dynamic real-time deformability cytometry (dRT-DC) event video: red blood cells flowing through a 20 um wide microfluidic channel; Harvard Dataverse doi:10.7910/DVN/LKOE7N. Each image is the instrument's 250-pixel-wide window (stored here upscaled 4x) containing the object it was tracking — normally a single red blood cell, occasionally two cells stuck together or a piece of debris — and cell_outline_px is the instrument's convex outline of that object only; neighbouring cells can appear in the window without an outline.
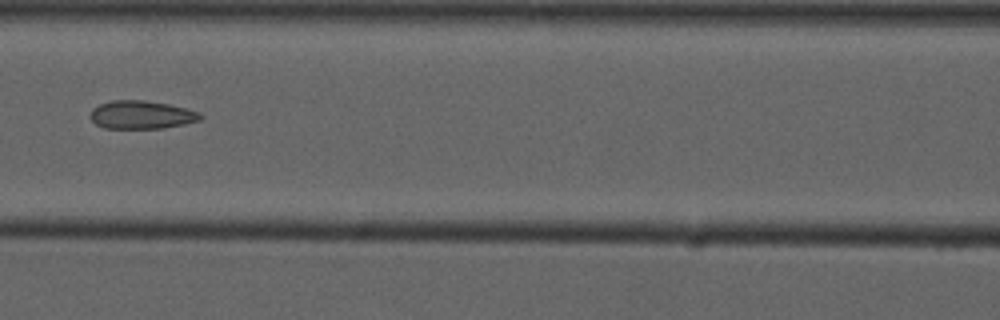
{"species": "common noctule bat (a hibernating species)", "species_latin": "Nyctalus noctula", "temperature_condition": "cold", "stored_images_in_passage": 9, "camera_frame_rate_fps": 3000, "um_per_image_px": 0.085, "animal": {"sex": "male", "forearm_length_mm": 52.5}, "frame": {"image": 1, "passage_image": 6, "time_ms": 7.333, "image_size_px": [1000, 320], "cell_outline_px": [[204, 116], [200, 120], [184, 124], [164, 128], [104, 128], [96, 124], [88, 116], [92, 108], [100, 104], [112, 100], [144, 100], [168, 104], [200, 112]], "centroid_in_image_um": [12.01, 9.76], "position_along_channel_um": 154.6, "area_um2": 18.15}}
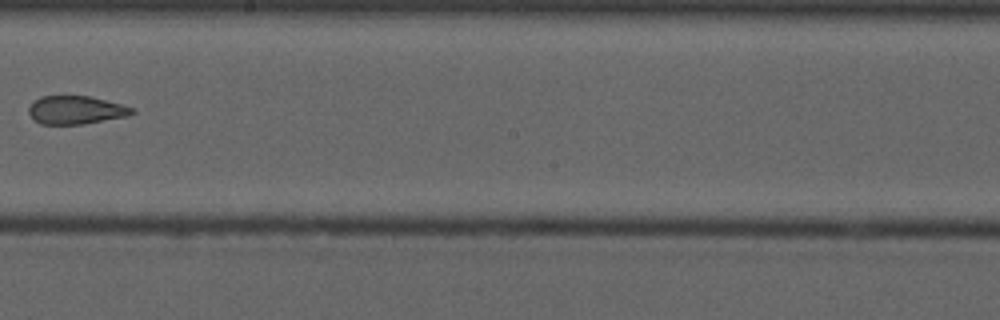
{"frame": {"image": 2, "passage_image": 8, "time_ms": 9.667, "image_size_px": [1000, 320], "cell_outline_px": [[136, 112], [128, 116], [84, 124], [40, 124], [32, 120], [28, 112], [28, 108], [40, 96], [88, 96], [136, 108]], "centroid_in_image_um": [6.45, 9.36], "position_along_channel_um": 241.8, "area_um2": 17.05}}
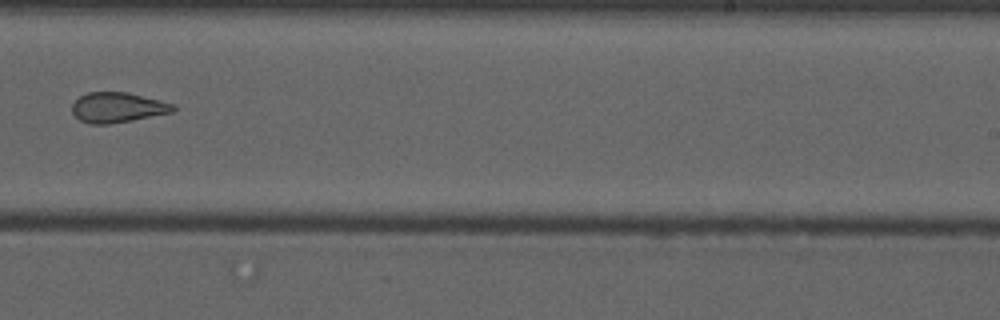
{"frame": {"image": 3, "passage_image": 9, "time_ms": 10.667, "image_size_px": [1000, 320], "cell_outline_px": [[176, 108], [172, 112], [132, 120], [108, 124], [92, 124], [80, 120], [72, 112], [72, 104], [80, 96], [88, 92], [128, 92], [176, 104]], "centroid_in_image_um": [10.01, 9.12], "position_along_channel_um": 279.0, "area_um2": 17.69}}